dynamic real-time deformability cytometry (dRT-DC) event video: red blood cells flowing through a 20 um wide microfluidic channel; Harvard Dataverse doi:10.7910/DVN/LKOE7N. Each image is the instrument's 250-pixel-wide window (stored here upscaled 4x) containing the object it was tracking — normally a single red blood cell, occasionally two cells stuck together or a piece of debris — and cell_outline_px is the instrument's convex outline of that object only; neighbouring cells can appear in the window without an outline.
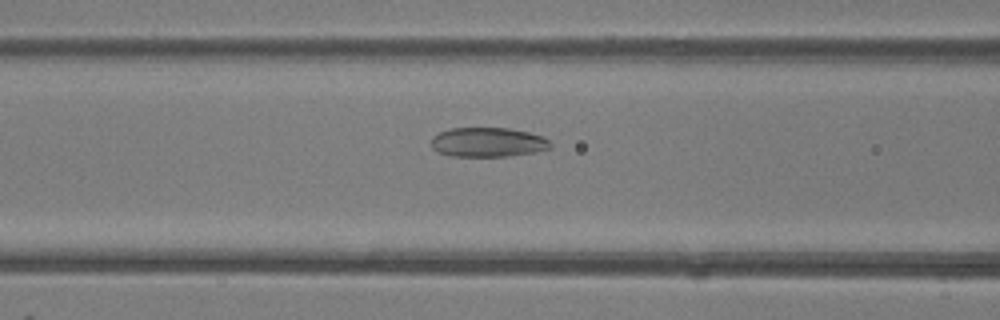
{"species": "common noctule bat (a hibernating species)", "species_latin": "Nyctalus noctula", "temperature_condition": "room temperature", "stored_images_in_passage": 44, "camera_frame_rate_fps": 3000, "um_per_image_px": 0.085, "animal": {"sex": "female"}, "frame": {"image": 1, "passage_image": 16, "time_ms": 5.0, "image_size_px": [1000, 320], "cell_outline_px": [[552, 148], [532, 152], [508, 156], [452, 156], [436, 152], [432, 148], [432, 136], [440, 132], [452, 128], [508, 128], [528, 132], [544, 136], [552, 144]], "centroid_in_image_um": [41.47, 12.09], "position_along_channel_um": 125.1, "area_um2": 20.46}}
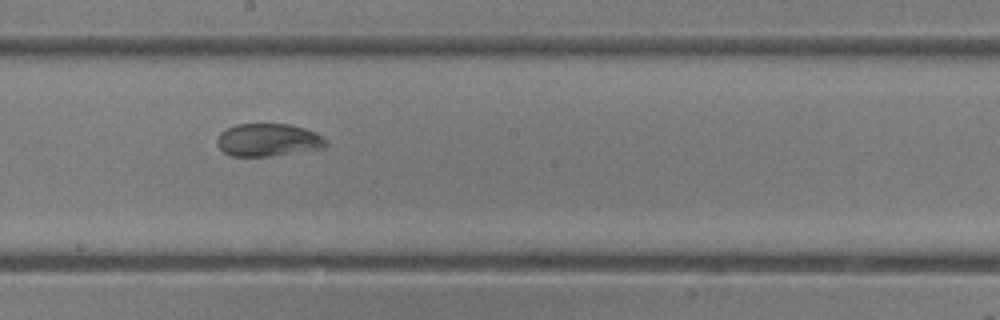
{"frame": {"image": 2, "passage_image": 23, "time_ms": 7.333, "image_size_px": [1000, 320], "cell_outline_px": [[328, 144], [324, 148], [272, 156], [232, 156], [224, 152], [216, 144], [216, 140], [220, 132], [236, 124], [288, 124], [304, 128], [316, 132]], "centroid_in_image_um": [22.77, 11.9], "position_along_channel_um": 225.4, "area_um2": 20.75}}
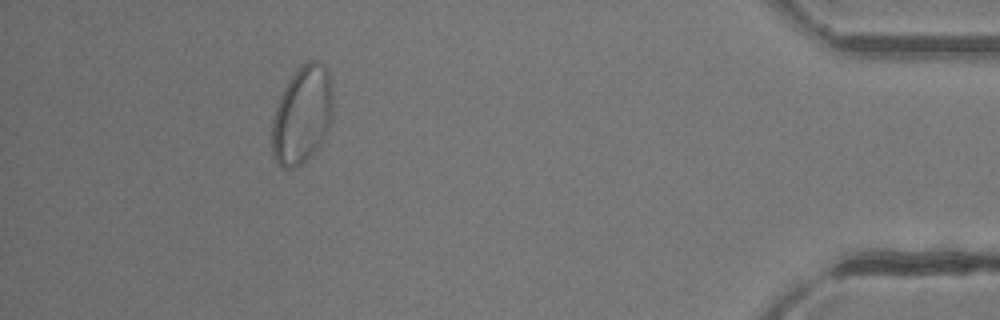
{"frame": {"image": 3, "passage_image": 40, "time_ms": 13.0, "image_size_px": [1000, 320], "cell_outline_px": [[332, 116], [328, 132], [320, 144], [296, 168], [284, 168], [276, 160], [272, 152], [272, 120], [280, 96], [288, 80], [296, 68], [308, 60], [316, 60], [328, 72], [332, 92]], "centroid_in_image_um": [25.68, 9.75], "position_along_channel_um": 409.5, "area_um2": 34.45}, "authors_computed_cell_mechanics": {"area_um2": 23.0622, "velocity_mm_per_s": 4.2906, "shape_relaxation_time_tau1_ms": 5.8914, "shape_relaxation_time_tau2_ms": null, "deformation_change_tau1": 0.1892, "deformation_change_tau2": null}}